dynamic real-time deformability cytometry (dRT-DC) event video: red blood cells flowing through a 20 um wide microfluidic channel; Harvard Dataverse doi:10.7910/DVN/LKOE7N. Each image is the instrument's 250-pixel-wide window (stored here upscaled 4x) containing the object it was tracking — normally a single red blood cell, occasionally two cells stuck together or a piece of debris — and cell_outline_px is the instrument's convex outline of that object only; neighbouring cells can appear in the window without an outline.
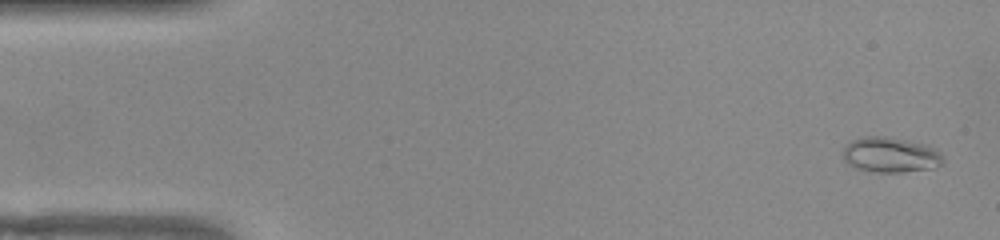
{"species": "common noctule bat (a hibernating species)", "species_latin": "Nyctalus noctula", "temperature_condition": "warm", "stored_images_in_passage": 52, "camera_frame_rate_fps": 3000, "um_per_image_px": 0.085, "animal": {"sex": "female", "body_mass_g": 22.0, "forearm_length_mm": 56.7}, "frame": {"image": 1, "passage_image": 2, "time_ms": 0.333, "image_size_px": [1000, 240], "cell_outline_px": [[944, 164], [932, 168], [900, 172], [872, 172], [856, 168], [848, 164], [844, 160], [844, 148], [852, 140], [864, 136], [884, 136], [928, 144], [936, 148], [944, 156]], "centroid_in_image_um": [75.74, 13.16], "position_along_channel_um": 9.3, "area_um2": 20.75}}
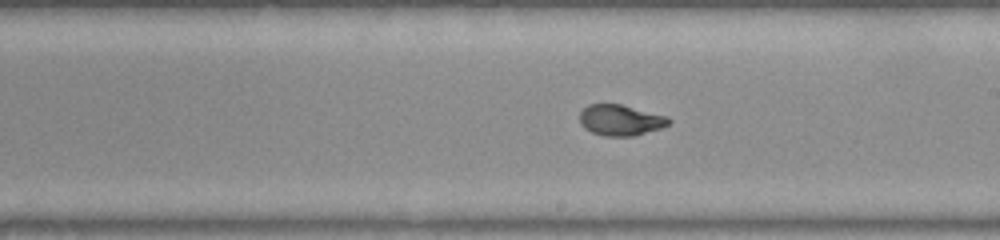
{"frame": {"image": 2, "passage_image": 29, "time_ms": 9.333, "image_size_px": [1000, 240], "cell_outline_px": [[672, 120], [668, 124], [660, 128], [636, 136], [604, 136], [592, 132], [584, 128], [580, 124], [580, 112], [588, 104], [620, 104], [668, 116]], "centroid_in_image_um": [52.74, 10.21], "position_along_channel_um": 236.3, "area_um2": 16.07}}
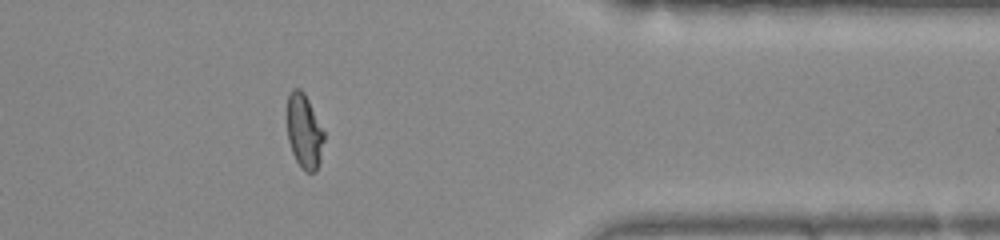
{"frame": {"image": 3, "passage_image": 42, "time_ms": 13.667, "image_size_px": [1000, 240], "cell_outline_px": [[324, 140], [320, 160], [316, 172], [304, 172], [300, 168], [292, 152], [288, 140], [284, 116], [284, 112], [288, 96], [292, 88], [300, 88], [304, 92], [324, 132]], "centroid_in_image_um": [25.8, 11.14], "position_along_channel_um": 385.6, "area_um2": 16.59}, "authors_computed_cell_mechanics": {"area_um2": 16.7909, "velocity_mm_per_s": 3.8954, "shape_relaxation_time_tau1_ms": 4.0786, "shape_relaxation_time_tau2_ms": null, "deformation_change_tau1": 0.2001, "deformation_change_tau2": null}}